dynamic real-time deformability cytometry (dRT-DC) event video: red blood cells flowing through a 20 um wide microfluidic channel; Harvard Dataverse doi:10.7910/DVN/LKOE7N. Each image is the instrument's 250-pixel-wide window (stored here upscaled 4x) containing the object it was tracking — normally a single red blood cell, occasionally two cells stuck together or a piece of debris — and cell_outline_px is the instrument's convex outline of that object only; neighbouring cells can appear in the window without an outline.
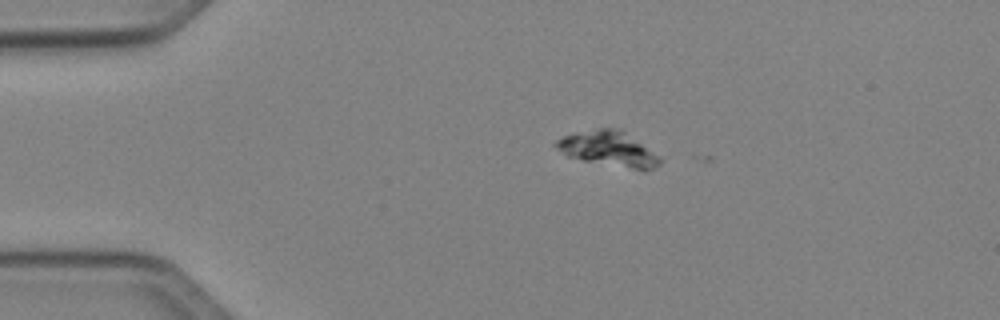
{"species": "Egyptian fruit bat (a non-hibernating species)", "species_latin": "Rousettus aegyptiacus", "temperature_condition": "cold", "stored_images_in_passage": 7, "camera_frame_rate_fps": 3000, "um_per_image_px": 0.085, "animal": {"sex": "female"}, "frame": {"image": 1, "passage_image": 2, "time_ms": 0.333, "image_size_px": [1000, 320], "cell_outline_px": [[660, 164], [652, 168], [636, 168], [584, 160], [568, 156], [556, 148], [552, 144], [556, 140], [564, 136], [576, 132], [600, 128], [620, 128], [656, 156], [660, 160]], "centroid_in_image_um": [51.6, 12.6], "position_along_channel_um": 33.4, "area_um2": 20.06}}